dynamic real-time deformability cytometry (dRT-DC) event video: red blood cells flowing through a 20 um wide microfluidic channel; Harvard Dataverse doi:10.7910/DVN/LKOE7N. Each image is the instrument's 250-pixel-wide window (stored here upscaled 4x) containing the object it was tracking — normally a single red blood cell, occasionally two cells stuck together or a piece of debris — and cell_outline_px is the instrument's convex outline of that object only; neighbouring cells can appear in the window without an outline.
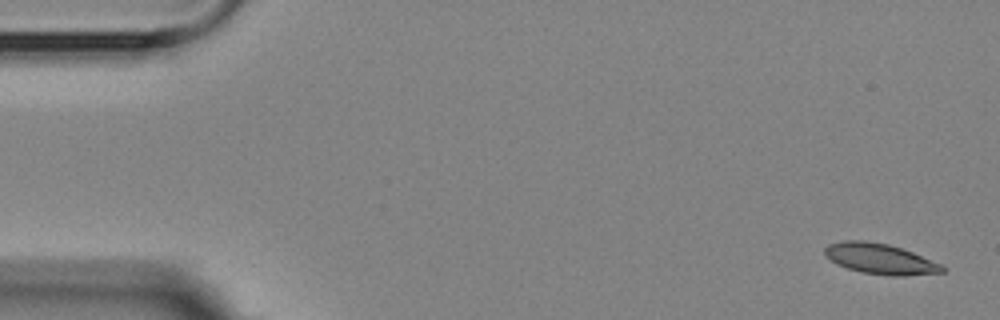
{"species": "Egyptian fruit bat (a non-hibernating species)", "species_latin": "Rousettus aegyptiacus", "temperature_condition": "room temperature", "stored_images_in_passage": 6, "camera_frame_rate_fps": 3000, "um_per_image_px": 0.085, "animal": {"sex": "female"}, "frame": {"image": 1, "passage_image": 1, "time_ms": 0.0, "image_size_px": [1000, 320], "cell_outline_px": [[944, 272], [904, 276], [888, 276], [864, 272], [848, 268], [836, 264], [824, 256], [824, 248], [828, 244], [844, 240], [864, 240], [888, 244], [912, 252], [940, 264], [944, 268]], "centroid_in_image_um": [74.75, 21.99], "position_along_channel_um": 10.2, "area_um2": 20.81}}